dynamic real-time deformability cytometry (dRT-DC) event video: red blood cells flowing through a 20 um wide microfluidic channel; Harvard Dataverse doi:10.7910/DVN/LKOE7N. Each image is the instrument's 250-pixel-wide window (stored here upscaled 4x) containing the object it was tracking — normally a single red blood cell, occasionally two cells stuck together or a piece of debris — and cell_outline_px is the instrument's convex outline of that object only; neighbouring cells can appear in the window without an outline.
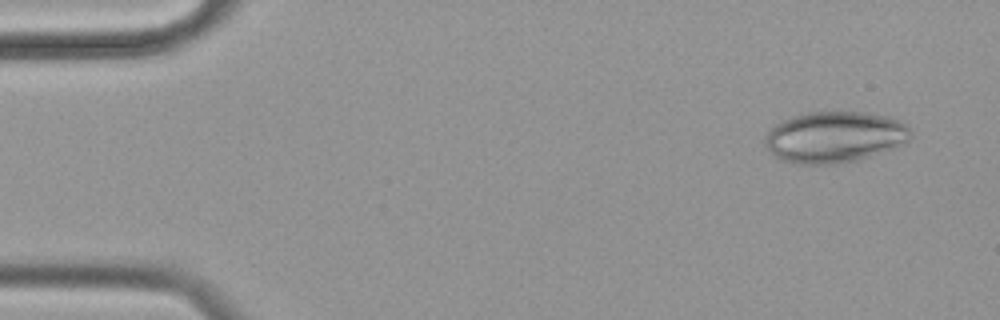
{"species": "common noctule bat (a hibernating species)", "species_latin": "Nyctalus noctula", "temperature_condition": "cold", "stored_images_in_passage": 56, "camera_frame_rate_fps": 3000, "um_per_image_px": 0.085, "animal": {"sex": "female", "body_mass_g": 19.9}, "frame": {"image": 1, "passage_image": 3, "time_ms": 0.667, "image_size_px": [1000, 320], "cell_outline_px": [[912, 136], [908, 140], [896, 148], [860, 160], [836, 164], [796, 164], [784, 160], [776, 156], [764, 144], [764, 136], [780, 120], [792, 116], [808, 112], [860, 112], [888, 116], [900, 120], [908, 124], [912, 128]], "centroid_in_image_um": [70.99, 11.65], "position_along_channel_um": 14.0, "area_um2": 43.93}}
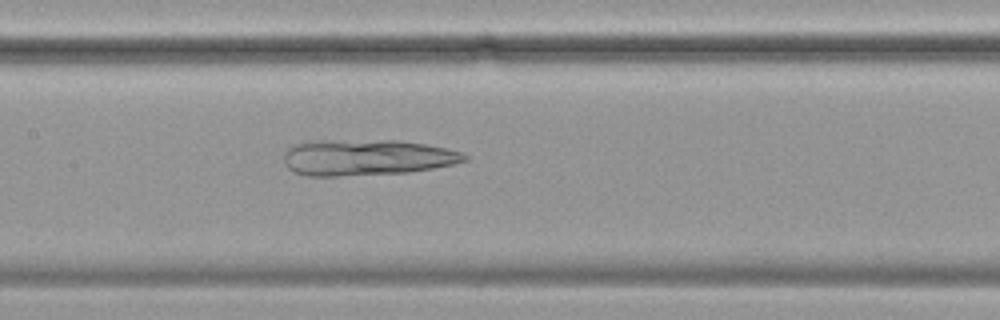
{"frame": {"image": 2, "passage_image": 26, "time_ms": 8.333, "image_size_px": [1000, 320], "cell_outline_px": [[468, 160], [456, 164], [408, 172], [336, 176], [304, 176], [292, 172], [284, 164], [284, 152], [292, 144], [308, 140], [400, 140], [448, 148], [460, 152], [468, 156]], "centroid_in_image_um": [31.11, 13.37], "position_along_channel_um": 176.3, "area_um2": 38.44}}
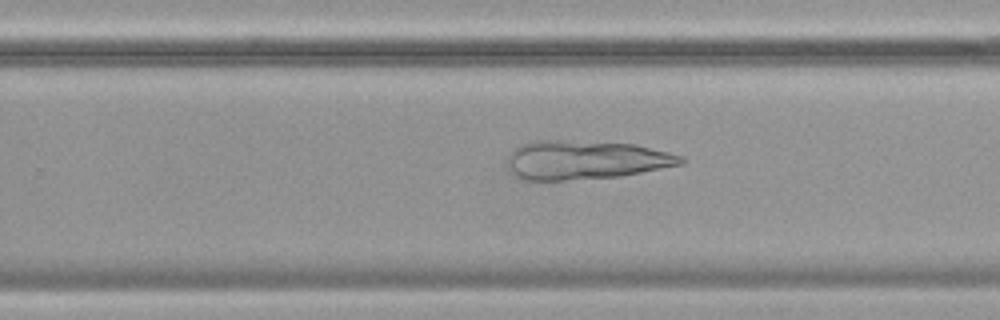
{"frame": {"image": 3, "passage_image": 35, "time_ms": 11.333, "image_size_px": [1000, 320], "cell_outline_px": [[688, 160], [684, 164], [620, 176], [564, 180], [524, 180], [512, 176], [508, 164], [508, 156], [520, 144], [536, 140], [560, 140], [636, 144], [684, 156]], "centroid_in_image_um": [49.78, 13.6], "position_along_channel_um": 280.0, "area_um2": 39.42}}